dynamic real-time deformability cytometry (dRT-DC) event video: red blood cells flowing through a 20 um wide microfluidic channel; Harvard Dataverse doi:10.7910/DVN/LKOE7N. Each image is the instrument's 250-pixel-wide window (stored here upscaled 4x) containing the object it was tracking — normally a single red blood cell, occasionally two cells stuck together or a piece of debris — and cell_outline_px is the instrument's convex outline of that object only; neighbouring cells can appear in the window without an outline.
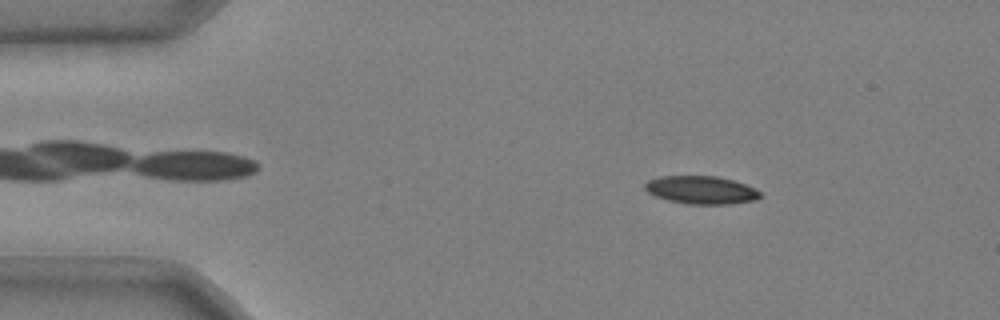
{"species": "common noctule bat (a hibernating species)", "species_latin": "Nyctalus noctula", "temperature_condition": "cold", "stored_images_in_passage": 51, "camera_frame_rate_fps": 3000, "um_per_image_px": 0.085, "animal": {"sex": "male", "body_mass_g": 20.4}, "frame": {"image": 1, "passage_image": 8, "time_ms": 2.333, "image_size_px": [1000, 320], "cell_outline_px": [[760, 196], [756, 200], [728, 204], [688, 204], [668, 200], [656, 196], [648, 192], [644, 188], [644, 184], [648, 180], [660, 176], [716, 176], [732, 180], [756, 188], [760, 192]], "centroid_in_image_um": [59.59, 16.15], "position_along_channel_um": 25.4, "area_um2": 18.73}}
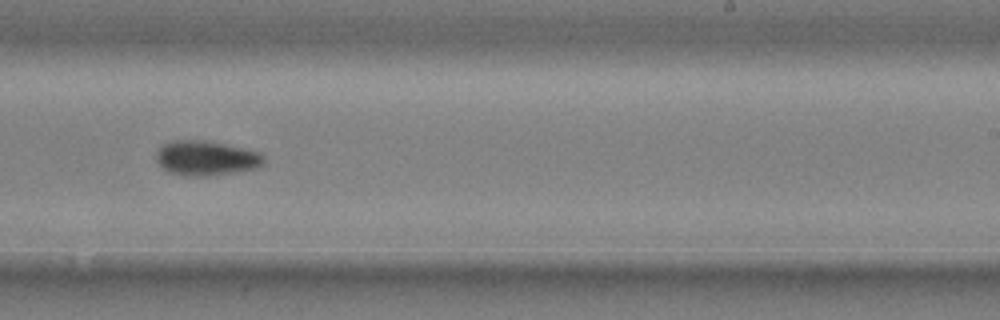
{"frame": {"image": 2, "passage_image": 33, "time_ms": 10.667, "image_size_px": [1000, 320], "cell_outline_px": [[264, 164], [256, 168], [236, 172], [208, 176], [184, 176], [168, 172], [156, 160], [156, 152], [160, 144], [168, 140], [204, 140], [224, 144], [260, 152], [264, 156]], "centroid_in_image_um": [17.48, 13.43], "position_along_channel_um": 271.5, "area_um2": 22.02}}
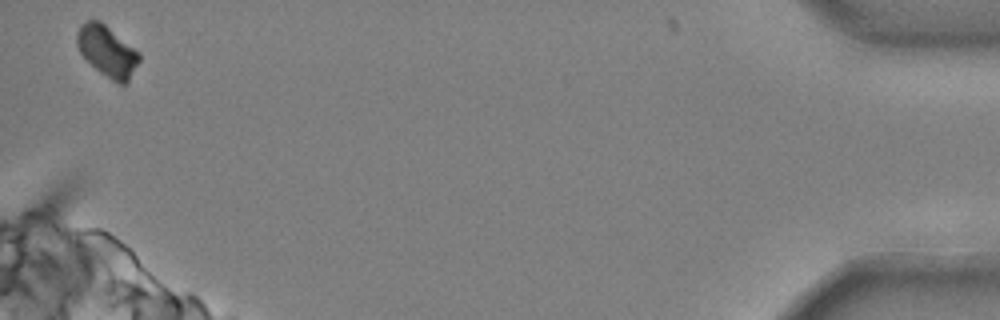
{"frame": {"image": 3, "passage_image": 51, "time_ms": 16.667, "image_size_px": [1000, 320], "cell_outline_px": [[140, 60], [128, 80], [124, 84], [120, 84], [112, 80], [100, 72], [80, 52], [76, 44], [76, 32], [80, 24], [84, 20], [100, 20], [140, 52]], "centroid_in_image_um": [9.1, 4.3], "position_along_channel_um": 426.1, "area_um2": 18.38}, "authors_computed_cell_mechanics": {"area_um2": 20.3456, "velocity_mm_per_s": 3.6977, "shape_relaxation_time_tau1_ms": 5.081, "shape_relaxation_time_tau2_ms": null, "deformation_change_tau1": 0.1453, "deformation_change_tau2": null}}